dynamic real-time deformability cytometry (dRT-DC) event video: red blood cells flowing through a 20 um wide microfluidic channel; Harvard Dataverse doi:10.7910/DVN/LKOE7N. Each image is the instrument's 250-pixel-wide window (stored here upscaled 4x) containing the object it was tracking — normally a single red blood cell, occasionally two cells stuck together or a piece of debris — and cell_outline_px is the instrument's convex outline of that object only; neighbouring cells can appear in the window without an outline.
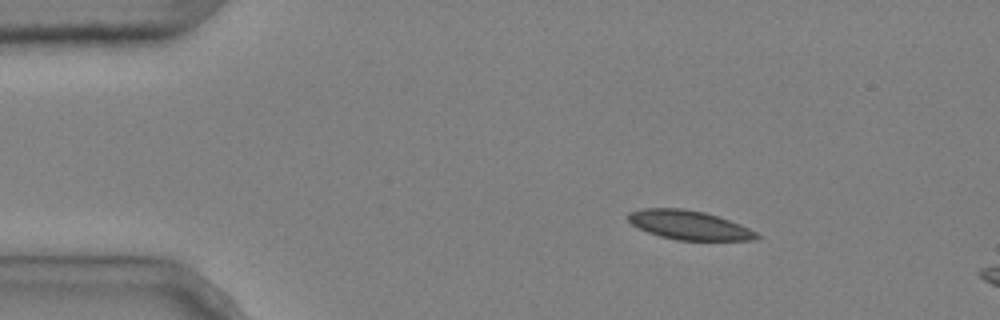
{"species": "common noctule bat (a hibernating species)", "species_latin": "Nyctalus noctula", "temperature_condition": "cold", "stored_images_in_passage": 2, "camera_frame_rate_fps": 3000, "um_per_image_px": 0.085, "animal": {"sex": "male", "body_mass_g": 20.4}, "frame": {"image": 1, "passage_image": 1, "time_ms": 0.0, "image_size_px": [1000, 320], "cell_outline_px": [[764, 236], [756, 240], [676, 240], [660, 236], [648, 232], [632, 224], [628, 220], [628, 212], [640, 208], [684, 208], [704, 212], [740, 224]], "centroid_in_image_um": [58.58, 19.13], "position_along_channel_um": 26.4, "area_um2": 21.79}}